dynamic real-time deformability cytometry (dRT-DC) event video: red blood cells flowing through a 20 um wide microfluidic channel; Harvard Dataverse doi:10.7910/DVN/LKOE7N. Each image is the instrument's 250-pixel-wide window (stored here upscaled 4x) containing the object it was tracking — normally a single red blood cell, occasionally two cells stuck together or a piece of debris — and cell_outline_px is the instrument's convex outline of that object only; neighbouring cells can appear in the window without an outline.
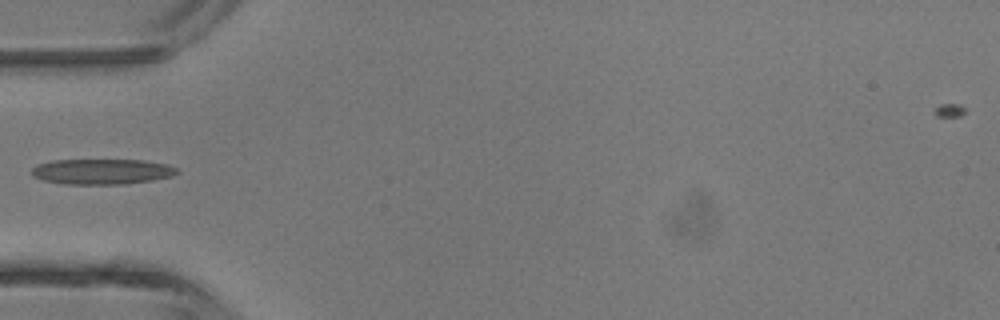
{"species": "common noctule bat (a hibernating species)", "species_latin": "Nyctalus noctula", "temperature_condition": "room temperature", "stored_images_in_passage": 4, "camera_frame_rate_fps": 3000, "um_per_image_px": 0.085, "animal": {"sex": "male", "body_mass_g": 13.3}, "frame": {"image": 1, "passage_image": 4, "time_ms": 3.667, "image_size_px": [1000, 320], "cell_outline_px": [[180, 172], [172, 176], [152, 180], [124, 184], [64, 184], [44, 180], [32, 176], [32, 168], [36, 164], [52, 160], [144, 160], [168, 164], [176, 168]], "centroid_in_image_um": [8.66, 14.58], "position_along_channel_um": 76.3, "area_um2": 21.62}}